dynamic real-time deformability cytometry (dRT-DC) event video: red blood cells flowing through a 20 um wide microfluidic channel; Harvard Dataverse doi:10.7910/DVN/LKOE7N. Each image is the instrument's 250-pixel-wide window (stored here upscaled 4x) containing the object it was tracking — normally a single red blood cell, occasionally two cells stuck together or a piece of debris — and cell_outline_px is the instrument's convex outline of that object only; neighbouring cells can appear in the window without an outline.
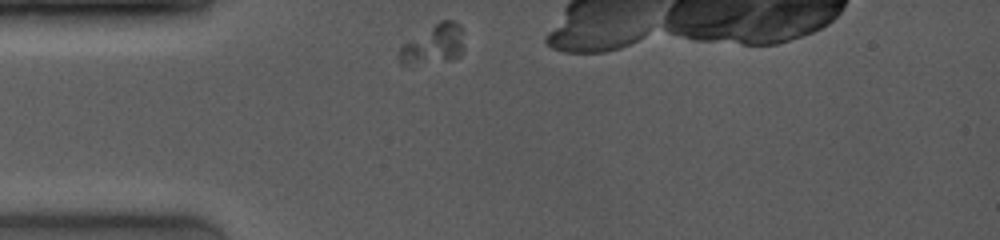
{"species": "common noctule bat (a hibernating species)", "species_latin": "Nyctalus noctula", "temperature_condition": "room temperature", "stored_images_in_passage": 5, "camera_frame_rate_fps": 4000, "um_per_image_px": 0.085, "animal": {"sex": "female", "body_mass_g": 19.0, "forearm_length_mm": 53.3}, "frame": {"image": 1, "passage_image": 1, "time_ms": 0.0, "image_size_px": [1000, 240], "cell_outline_px": [[464, 52], [460, 56], [452, 60], [408, 64], [400, 64], [396, 52], [404, 44], [440, 20], [452, 20], [460, 24], [464, 32]], "centroid_in_image_um": [36.91, 3.77], "position_along_channel_um": 48.1, "area_um2": 15.09}}